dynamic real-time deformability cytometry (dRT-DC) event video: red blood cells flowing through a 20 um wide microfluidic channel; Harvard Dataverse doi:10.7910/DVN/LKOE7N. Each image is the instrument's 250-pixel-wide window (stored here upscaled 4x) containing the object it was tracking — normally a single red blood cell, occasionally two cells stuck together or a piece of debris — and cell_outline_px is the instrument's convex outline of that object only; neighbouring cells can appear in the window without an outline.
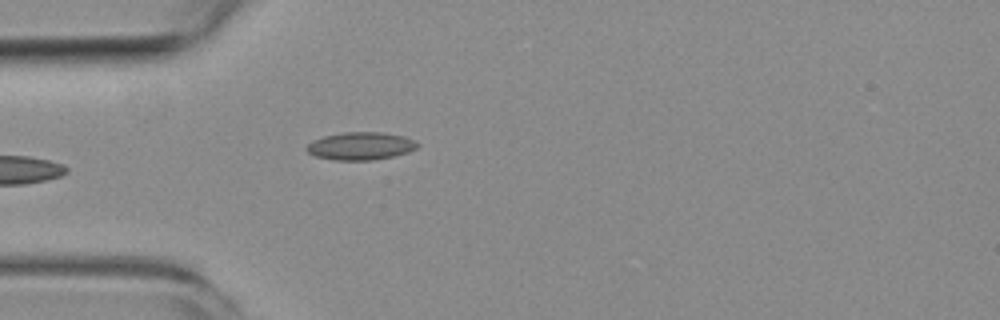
{"species": "common noctule bat (a hibernating species)", "species_latin": "Nyctalus noctula", "temperature_condition": "room temperature", "stored_images_in_passage": 6, "camera_frame_rate_fps": 3000, "um_per_image_px": 0.085, "animal": {"sex": "female", "body_mass_g": 19.3, "forearm_length_mm": 54.1}, "frame": {"image": 1, "passage_image": 6, "time_ms": 5.667, "image_size_px": [1000, 320], "cell_outline_px": [[420, 144], [416, 148], [408, 152], [392, 156], [372, 160], [336, 160], [316, 156], [308, 152], [304, 148], [312, 140], [324, 136], [344, 132], [380, 132], [404, 136]], "centroid_in_image_um": [30.63, 12.4], "position_along_channel_um": 54.4, "area_um2": 17.8}}